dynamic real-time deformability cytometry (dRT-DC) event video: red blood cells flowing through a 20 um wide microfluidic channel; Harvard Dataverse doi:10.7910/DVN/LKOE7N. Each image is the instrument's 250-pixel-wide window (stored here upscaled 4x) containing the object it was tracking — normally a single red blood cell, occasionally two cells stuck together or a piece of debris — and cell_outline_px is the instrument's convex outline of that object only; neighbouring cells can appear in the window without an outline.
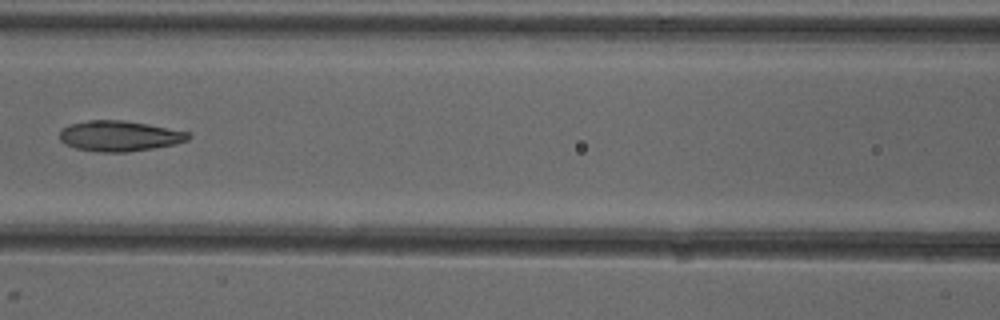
{"species": "common noctule bat (a hibernating species)", "species_latin": "Nyctalus noctula", "temperature_condition": "cold", "stored_images_in_passage": 7, "camera_frame_rate_fps": 3000, "um_per_image_px": 0.085, "animal": {"sex": "female"}, "frame": {"image": 1, "passage_image": 7, "time_ms": 7.0, "image_size_px": [1000, 320], "cell_outline_px": [[192, 136], [188, 140], [176, 144], [128, 152], [96, 152], [76, 148], [64, 144], [60, 140], [60, 128], [68, 124], [88, 120], [124, 120], [148, 124], [192, 132]], "centroid_in_image_um": [10.16, 11.55], "position_along_channel_um": 156.4, "area_um2": 23.24}}